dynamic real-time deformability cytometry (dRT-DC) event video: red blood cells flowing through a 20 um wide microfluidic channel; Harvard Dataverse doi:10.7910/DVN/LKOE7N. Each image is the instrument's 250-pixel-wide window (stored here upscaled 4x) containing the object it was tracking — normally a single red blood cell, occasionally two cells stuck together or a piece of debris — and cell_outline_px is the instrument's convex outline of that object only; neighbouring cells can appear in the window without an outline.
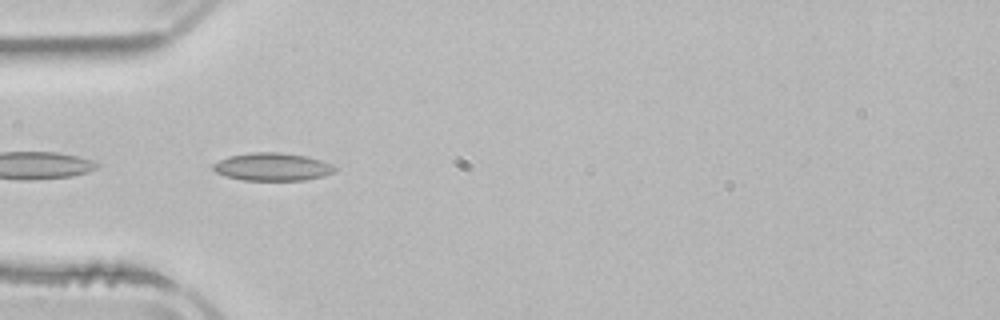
{"species": "common noctule bat (a hibernating species)", "species_latin": "Nyctalus noctula", "temperature_condition": "room temperature", "stored_images_in_passage": 5, "camera_frame_rate_fps": 3000, "um_per_image_px": 0.085, "animal": {"sex": "male", "body_mass_g": 21.5, "forearm_length_mm": 52.0}, "frame": {"image": 1, "passage_image": 5, "time_ms": 5.0, "image_size_px": [1000, 320], "cell_outline_px": [[336, 172], [324, 176], [304, 180], [244, 180], [224, 176], [216, 172], [212, 168], [212, 164], [228, 156], [252, 152], [280, 152], [304, 156], [320, 160], [332, 164], [336, 168]], "centroid_in_image_um": [23.15, 14.18], "position_along_channel_um": 61.9, "area_um2": 19.77}}